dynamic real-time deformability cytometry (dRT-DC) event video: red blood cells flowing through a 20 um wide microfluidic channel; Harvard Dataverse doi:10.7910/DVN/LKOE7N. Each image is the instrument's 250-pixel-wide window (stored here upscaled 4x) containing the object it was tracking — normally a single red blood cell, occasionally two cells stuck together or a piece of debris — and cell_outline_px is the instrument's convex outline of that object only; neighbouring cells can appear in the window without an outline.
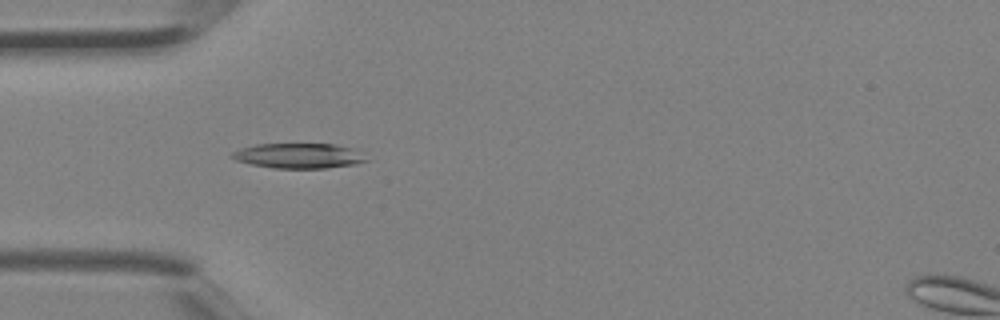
{"species": "Egyptian fruit bat (a non-hibernating species)", "species_latin": "Rousettus aegyptiacus", "temperature_condition": "room temperature", "stored_images_in_passage": 4, "camera_frame_rate_fps": 3000, "um_per_image_px": 0.085, "animal": {"sex": "female"}, "frame": {"image": 1, "passage_image": 3, "time_ms": 0.667, "image_size_px": [1000, 320], "cell_outline_px": [[372, 160], [356, 164], [324, 168], [276, 168], [252, 164], [236, 160], [228, 156], [232, 152], [240, 148], [256, 144], [336, 144], [352, 148]], "centroid_in_image_um": [25.41, 13.24], "position_along_channel_um": 59.6, "area_um2": 19.65}}
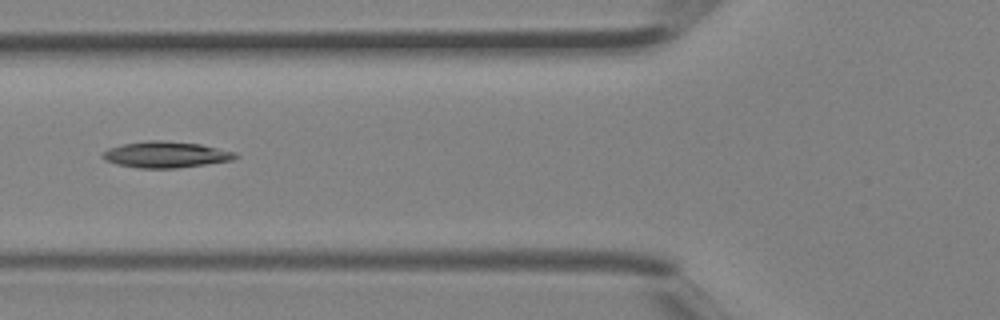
{"frame": {"image": 2, "passage_image": 4, "time_ms": 1.0, "image_size_px": [1000, 320], "cell_outline_px": [[240, 156], [232, 160], [176, 168], [140, 168], [116, 164], [104, 160], [100, 156], [108, 148], [124, 144], [148, 140], [160, 140], [200, 144], [236, 152]], "centroid_in_image_um": [14.08, 13.14], "position_along_channel_um": 111.7, "area_um2": 20.17}}